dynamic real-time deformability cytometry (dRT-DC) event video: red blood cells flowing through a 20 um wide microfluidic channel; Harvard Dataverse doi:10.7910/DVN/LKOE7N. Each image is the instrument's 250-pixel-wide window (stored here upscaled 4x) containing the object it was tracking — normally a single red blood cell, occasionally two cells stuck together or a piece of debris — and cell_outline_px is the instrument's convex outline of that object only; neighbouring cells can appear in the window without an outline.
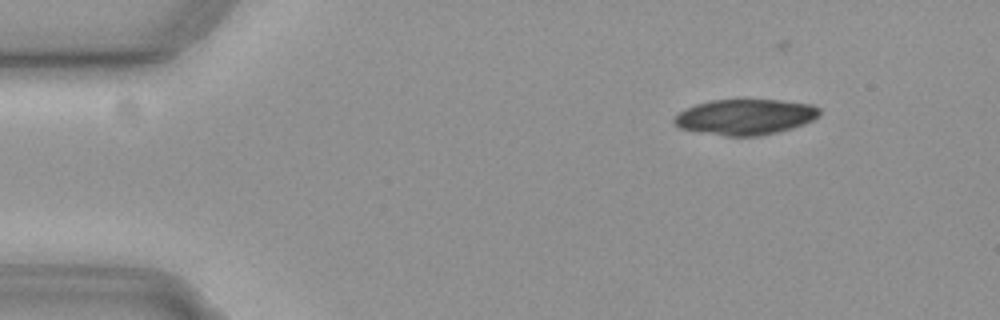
{"species": "common noctule bat (a hibernating species)", "species_latin": "Nyctalus noctula", "temperature_condition": "cold", "stored_images_in_passage": 21, "camera_frame_rate_fps": 3000, "um_per_image_px": 0.085, "animal": {"sex": "female", "body_mass_g": 19.3, "forearm_length_mm": 54.1}, "frame": {"image": 1, "passage_image": 7, "time_ms": 2.0, "image_size_px": [1000, 320], "cell_outline_px": [[820, 116], [804, 124], [792, 128], [760, 136], [724, 136], [700, 132], [680, 128], [672, 120], [680, 112], [696, 104], [712, 100], [780, 100], [812, 104], [820, 108]], "centroid_in_image_um": [63.38, 9.94], "position_along_channel_um": 21.6, "area_um2": 30.06}}